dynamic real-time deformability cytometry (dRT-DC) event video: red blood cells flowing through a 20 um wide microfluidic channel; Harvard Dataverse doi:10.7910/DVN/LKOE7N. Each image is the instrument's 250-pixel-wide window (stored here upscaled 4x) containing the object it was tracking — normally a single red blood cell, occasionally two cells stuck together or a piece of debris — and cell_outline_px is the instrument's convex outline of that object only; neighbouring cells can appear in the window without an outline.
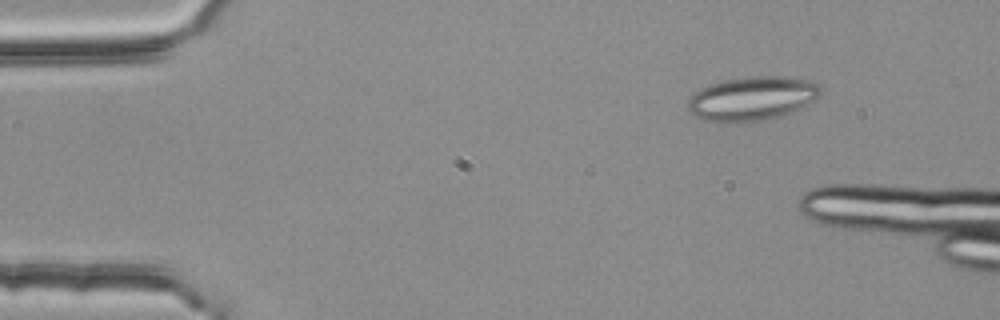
{"species": "common noctule bat (a hibernating species)", "species_latin": "Nyctalus noctula", "temperature_condition": "room temperature", "stored_images_in_passage": 21, "camera_frame_rate_fps": 3000, "um_per_image_px": 0.085, "animal": {"sex": "female", "body_mass_g": 25.1}, "frame": {"image": 1, "passage_image": 7, "time_ms": 2.0, "image_size_px": [1000, 320], "cell_outline_px": [[820, 96], [780, 116], [732, 124], [704, 120], [696, 116], [688, 108], [688, 100], [692, 92], [712, 84], [728, 80], [752, 76], [784, 76], [812, 80], [820, 84]], "centroid_in_image_um": [63.9, 8.36], "position_along_channel_um": 21.1, "area_um2": 33.64}}